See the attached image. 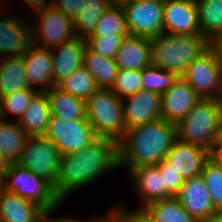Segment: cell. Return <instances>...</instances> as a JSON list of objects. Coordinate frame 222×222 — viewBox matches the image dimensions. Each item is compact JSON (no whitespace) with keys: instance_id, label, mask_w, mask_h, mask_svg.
<instances>
[{"instance_id":"obj_35","label":"cell","mask_w":222,"mask_h":222,"mask_svg":"<svg viewBox=\"0 0 222 222\" xmlns=\"http://www.w3.org/2000/svg\"><path fill=\"white\" fill-rule=\"evenodd\" d=\"M111 90L121 99L143 90L142 70L119 68Z\"/></svg>"},{"instance_id":"obj_30","label":"cell","mask_w":222,"mask_h":222,"mask_svg":"<svg viewBox=\"0 0 222 222\" xmlns=\"http://www.w3.org/2000/svg\"><path fill=\"white\" fill-rule=\"evenodd\" d=\"M142 208L154 222H198L176 197L154 200Z\"/></svg>"},{"instance_id":"obj_51","label":"cell","mask_w":222,"mask_h":222,"mask_svg":"<svg viewBox=\"0 0 222 222\" xmlns=\"http://www.w3.org/2000/svg\"><path fill=\"white\" fill-rule=\"evenodd\" d=\"M137 1H143V2H151V1L164 2L165 0H137Z\"/></svg>"},{"instance_id":"obj_25","label":"cell","mask_w":222,"mask_h":222,"mask_svg":"<svg viewBox=\"0 0 222 222\" xmlns=\"http://www.w3.org/2000/svg\"><path fill=\"white\" fill-rule=\"evenodd\" d=\"M29 87L23 56L0 58V98Z\"/></svg>"},{"instance_id":"obj_44","label":"cell","mask_w":222,"mask_h":222,"mask_svg":"<svg viewBox=\"0 0 222 222\" xmlns=\"http://www.w3.org/2000/svg\"><path fill=\"white\" fill-rule=\"evenodd\" d=\"M212 148H222V122L216 132Z\"/></svg>"},{"instance_id":"obj_5","label":"cell","mask_w":222,"mask_h":222,"mask_svg":"<svg viewBox=\"0 0 222 222\" xmlns=\"http://www.w3.org/2000/svg\"><path fill=\"white\" fill-rule=\"evenodd\" d=\"M86 117L97 138L119 143L127 132L122 99L111 89H98L85 101Z\"/></svg>"},{"instance_id":"obj_33","label":"cell","mask_w":222,"mask_h":222,"mask_svg":"<svg viewBox=\"0 0 222 222\" xmlns=\"http://www.w3.org/2000/svg\"><path fill=\"white\" fill-rule=\"evenodd\" d=\"M91 35H129L122 6L110 5Z\"/></svg>"},{"instance_id":"obj_3","label":"cell","mask_w":222,"mask_h":222,"mask_svg":"<svg viewBox=\"0 0 222 222\" xmlns=\"http://www.w3.org/2000/svg\"><path fill=\"white\" fill-rule=\"evenodd\" d=\"M151 41V65L177 73L180 77L188 65L205 53L211 43L201 34L162 33Z\"/></svg>"},{"instance_id":"obj_36","label":"cell","mask_w":222,"mask_h":222,"mask_svg":"<svg viewBox=\"0 0 222 222\" xmlns=\"http://www.w3.org/2000/svg\"><path fill=\"white\" fill-rule=\"evenodd\" d=\"M201 175L209 189L215 210H222V167L210 159Z\"/></svg>"},{"instance_id":"obj_16","label":"cell","mask_w":222,"mask_h":222,"mask_svg":"<svg viewBox=\"0 0 222 222\" xmlns=\"http://www.w3.org/2000/svg\"><path fill=\"white\" fill-rule=\"evenodd\" d=\"M201 98L182 77L161 95V116L177 124L185 118Z\"/></svg>"},{"instance_id":"obj_20","label":"cell","mask_w":222,"mask_h":222,"mask_svg":"<svg viewBox=\"0 0 222 222\" xmlns=\"http://www.w3.org/2000/svg\"><path fill=\"white\" fill-rule=\"evenodd\" d=\"M119 68L142 70L151 65V41L143 36L128 35L115 56Z\"/></svg>"},{"instance_id":"obj_50","label":"cell","mask_w":222,"mask_h":222,"mask_svg":"<svg viewBox=\"0 0 222 222\" xmlns=\"http://www.w3.org/2000/svg\"><path fill=\"white\" fill-rule=\"evenodd\" d=\"M92 222H113L111 217L108 215L106 218H99V219H95Z\"/></svg>"},{"instance_id":"obj_40","label":"cell","mask_w":222,"mask_h":222,"mask_svg":"<svg viewBox=\"0 0 222 222\" xmlns=\"http://www.w3.org/2000/svg\"><path fill=\"white\" fill-rule=\"evenodd\" d=\"M83 3L84 0H53L49 4L57 10H60L66 16L74 18Z\"/></svg>"},{"instance_id":"obj_41","label":"cell","mask_w":222,"mask_h":222,"mask_svg":"<svg viewBox=\"0 0 222 222\" xmlns=\"http://www.w3.org/2000/svg\"><path fill=\"white\" fill-rule=\"evenodd\" d=\"M54 212V210H50V211H45L40 219L39 222H82L79 221L78 219H71V218H63V219H50L49 217L52 215V213ZM50 215V216H49Z\"/></svg>"},{"instance_id":"obj_43","label":"cell","mask_w":222,"mask_h":222,"mask_svg":"<svg viewBox=\"0 0 222 222\" xmlns=\"http://www.w3.org/2000/svg\"><path fill=\"white\" fill-rule=\"evenodd\" d=\"M25 2L33 8V10H37L39 8H43L48 5L46 0H25Z\"/></svg>"},{"instance_id":"obj_29","label":"cell","mask_w":222,"mask_h":222,"mask_svg":"<svg viewBox=\"0 0 222 222\" xmlns=\"http://www.w3.org/2000/svg\"><path fill=\"white\" fill-rule=\"evenodd\" d=\"M110 5V0H84L73 18L76 36L86 39L91 35L103 13Z\"/></svg>"},{"instance_id":"obj_48","label":"cell","mask_w":222,"mask_h":222,"mask_svg":"<svg viewBox=\"0 0 222 222\" xmlns=\"http://www.w3.org/2000/svg\"><path fill=\"white\" fill-rule=\"evenodd\" d=\"M134 0H110L111 5L113 6H124L127 3H130Z\"/></svg>"},{"instance_id":"obj_15","label":"cell","mask_w":222,"mask_h":222,"mask_svg":"<svg viewBox=\"0 0 222 222\" xmlns=\"http://www.w3.org/2000/svg\"><path fill=\"white\" fill-rule=\"evenodd\" d=\"M23 20L12 15L0 18V58L21 56L33 45L32 24Z\"/></svg>"},{"instance_id":"obj_45","label":"cell","mask_w":222,"mask_h":222,"mask_svg":"<svg viewBox=\"0 0 222 222\" xmlns=\"http://www.w3.org/2000/svg\"><path fill=\"white\" fill-rule=\"evenodd\" d=\"M211 46L216 50L219 60L222 64V36L217 38L212 44Z\"/></svg>"},{"instance_id":"obj_47","label":"cell","mask_w":222,"mask_h":222,"mask_svg":"<svg viewBox=\"0 0 222 222\" xmlns=\"http://www.w3.org/2000/svg\"><path fill=\"white\" fill-rule=\"evenodd\" d=\"M5 171L6 169H0V193L5 190Z\"/></svg>"},{"instance_id":"obj_24","label":"cell","mask_w":222,"mask_h":222,"mask_svg":"<svg viewBox=\"0 0 222 222\" xmlns=\"http://www.w3.org/2000/svg\"><path fill=\"white\" fill-rule=\"evenodd\" d=\"M83 66L94 77L99 89L112 88L119 69L115 58L103 56L86 46Z\"/></svg>"},{"instance_id":"obj_17","label":"cell","mask_w":222,"mask_h":222,"mask_svg":"<svg viewBox=\"0 0 222 222\" xmlns=\"http://www.w3.org/2000/svg\"><path fill=\"white\" fill-rule=\"evenodd\" d=\"M183 179L201 175L210 151L176 139L165 158Z\"/></svg>"},{"instance_id":"obj_46","label":"cell","mask_w":222,"mask_h":222,"mask_svg":"<svg viewBox=\"0 0 222 222\" xmlns=\"http://www.w3.org/2000/svg\"><path fill=\"white\" fill-rule=\"evenodd\" d=\"M203 222H222V210L216 211L212 216Z\"/></svg>"},{"instance_id":"obj_2","label":"cell","mask_w":222,"mask_h":222,"mask_svg":"<svg viewBox=\"0 0 222 222\" xmlns=\"http://www.w3.org/2000/svg\"><path fill=\"white\" fill-rule=\"evenodd\" d=\"M177 139L176 124L159 119L127 129L118 143L119 166L131 172L143 165H157Z\"/></svg>"},{"instance_id":"obj_49","label":"cell","mask_w":222,"mask_h":222,"mask_svg":"<svg viewBox=\"0 0 222 222\" xmlns=\"http://www.w3.org/2000/svg\"><path fill=\"white\" fill-rule=\"evenodd\" d=\"M8 163L3 158V156L0 154V169H7Z\"/></svg>"},{"instance_id":"obj_34","label":"cell","mask_w":222,"mask_h":222,"mask_svg":"<svg viewBox=\"0 0 222 222\" xmlns=\"http://www.w3.org/2000/svg\"><path fill=\"white\" fill-rule=\"evenodd\" d=\"M39 91L34 89H23L12 94L0 98V118L5 117L6 112L12 113L17 117V121L21 118L33 97Z\"/></svg>"},{"instance_id":"obj_14","label":"cell","mask_w":222,"mask_h":222,"mask_svg":"<svg viewBox=\"0 0 222 222\" xmlns=\"http://www.w3.org/2000/svg\"><path fill=\"white\" fill-rule=\"evenodd\" d=\"M175 197L186 212L198 222L205 221L216 212L202 175L184 179V183Z\"/></svg>"},{"instance_id":"obj_31","label":"cell","mask_w":222,"mask_h":222,"mask_svg":"<svg viewBox=\"0 0 222 222\" xmlns=\"http://www.w3.org/2000/svg\"><path fill=\"white\" fill-rule=\"evenodd\" d=\"M62 91L86 101L99 88L94 77L82 65L56 85Z\"/></svg>"},{"instance_id":"obj_12","label":"cell","mask_w":222,"mask_h":222,"mask_svg":"<svg viewBox=\"0 0 222 222\" xmlns=\"http://www.w3.org/2000/svg\"><path fill=\"white\" fill-rule=\"evenodd\" d=\"M163 29L169 34H200L196 0H165Z\"/></svg>"},{"instance_id":"obj_19","label":"cell","mask_w":222,"mask_h":222,"mask_svg":"<svg viewBox=\"0 0 222 222\" xmlns=\"http://www.w3.org/2000/svg\"><path fill=\"white\" fill-rule=\"evenodd\" d=\"M86 39L74 37L57 46L58 53L50 50L53 62V86L83 65Z\"/></svg>"},{"instance_id":"obj_23","label":"cell","mask_w":222,"mask_h":222,"mask_svg":"<svg viewBox=\"0 0 222 222\" xmlns=\"http://www.w3.org/2000/svg\"><path fill=\"white\" fill-rule=\"evenodd\" d=\"M51 116L47 92H38L19 119L18 123L30 136H44Z\"/></svg>"},{"instance_id":"obj_11","label":"cell","mask_w":222,"mask_h":222,"mask_svg":"<svg viewBox=\"0 0 222 222\" xmlns=\"http://www.w3.org/2000/svg\"><path fill=\"white\" fill-rule=\"evenodd\" d=\"M163 5L134 0L122 6L129 35L154 38L164 33Z\"/></svg>"},{"instance_id":"obj_10","label":"cell","mask_w":222,"mask_h":222,"mask_svg":"<svg viewBox=\"0 0 222 222\" xmlns=\"http://www.w3.org/2000/svg\"><path fill=\"white\" fill-rule=\"evenodd\" d=\"M34 11L40 20L39 26L32 25L34 45L53 50L76 37L73 18L66 16L51 4Z\"/></svg>"},{"instance_id":"obj_13","label":"cell","mask_w":222,"mask_h":222,"mask_svg":"<svg viewBox=\"0 0 222 222\" xmlns=\"http://www.w3.org/2000/svg\"><path fill=\"white\" fill-rule=\"evenodd\" d=\"M161 104V95L152 91L141 90L122 98L126 128L129 129L161 119Z\"/></svg>"},{"instance_id":"obj_37","label":"cell","mask_w":222,"mask_h":222,"mask_svg":"<svg viewBox=\"0 0 222 222\" xmlns=\"http://www.w3.org/2000/svg\"><path fill=\"white\" fill-rule=\"evenodd\" d=\"M125 36L128 35H89L86 44L92 51L115 58Z\"/></svg>"},{"instance_id":"obj_26","label":"cell","mask_w":222,"mask_h":222,"mask_svg":"<svg viewBox=\"0 0 222 222\" xmlns=\"http://www.w3.org/2000/svg\"><path fill=\"white\" fill-rule=\"evenodd\" d=\"M29 137L18 121L0 118V154L8 164L18 162Z\"/></svg>"},{"instance_id":"obj_6","label":"cell","mask_w":222,"mask_h":222,"mask_svg":"<svg viewBox=\"0 0 222 222\" xmlns=\"http://www.w3.org/2000/svg\"><path fill=\"white\" fill-rule=\"evenodd\" d=\"M5 190L32 202L45 211L56 210L62 203L54 185L25 166L9 163L5 171Z\"/></svg>"},{"instance_id":"obj_32","label":"cell","mask_w":222,"mask_h":222,"mask_svg":"<svg viewBox=\"0 0 222 222\" xmlns=\"http://www.w3.org/2000/svg\"><path fill=\"white\" fill-rule=\"evenodd\" d=\"M179 78L177 73L156 68L153 65L142 69L143 90L160 95L164 94Z\"/></svg>"},{"instance_id":"obj_21","label":"cell","mask_w":222,"mask_h":222,"mask_svg":"<svg viewBox=\"0 0 222 222\" xmlns=\"http://www.w3.org/2000/svg\"><path fill=\"white\" fill-rule=\"evenodd\" d=\"M44 212L15 193L6 190L0 193V222H39Z\"/></svg>"},{"instance_id":"obj_22","label":"cell","mask_w":222,"mask_h":222,"mask_svg":"<svg viewBox=\"0 0 222 222\" xmlns=\"http://www.w3.org/2000/svg\"><path fill=\"white\" fill-rule=\"evenodd\" d=\"M130 174L135 189L140 193L143 202L141 207L154 200L168 198V189L164 186L163 176L157 165H143L134 168Z\"/></svg>"},{"instance_id":"obj_18","label":"cell","mask_w":222,"mask_h":222,"mask_svg":"<svg viewBox=\"0 0 222 222\" xmlns=\"http://www.w3.org/2000/svg\"><path fill=\"white\" fill-rule=\"evenodd\" d=\"M26 77L30 88L39 86V92L53 87V62L49 49L32 45L23 55Z\"/></svg>"},{"instance_id":"obj_8","label":"cell","mask_w":222,"mask_h":222,"mask_svg":"<svg viewBox=\"0 0 222 222\" xmlns=\"http://www.w3.org/2000/svg\"><path fill=\"white\" fill-rule=\"evenodd\" d=\"M44 136L53 142L62 155L77 153L98 139L87 118L69 120L54 115L50 116Z\"/></svg>"},{"instance_id":"obj_27","label":"cell","mask_w":222,"mask_h":222,"mask_svg":"<svg viewBox=\"0 0 222 222\" xmlns=\"http://www.w3.org/2000/svg\"><path fill=\"white\" fill-rule=\"evenodd\" d=\"M200 34L211 44L222 36V0H196Z\"/></svg>"},{"instance_id":"obj_38","label":"cell","mask_w":222,"mask_h":222,"mask_svg":"<svg viewBox=\"0 0 222 222\" xmlns=\"http://www.w3.org/2000/svg\"><path fill=\"white\" fill-rule=\"evenodd\" d=\"M157 166L163 176L164 186L168 189V198L175 197L181 189L184 179L166 159L160 161Z\"/></svg>"},{"instance_id":"obj_1","label":"cell","mask_w":222,"mask_h":222,"mask_svg":"<svg viewBox=\"0 0 222 222\" xmlns=\"http://www.w3.org/2000/svg\"><path fill=\"white\" fill-rule=\"evenodd\" d=\"M119 166L118 143L98 138L77 153L62 155L56 196L62 201L69 194L101 177L104 171Z\"/></svg>"},{"instance_id":"obj_7","label":"cell","mask_w":222,"mask_h":222,"mask_svg":"<svg viewBox=\"0 0 222 222\" xmlns=\"http://www.w3.org/2000/svg\"><path fill=\"white\" fill-rule=\"evenodd\" d=\"M182 78L203 99H218L222 95V64L211 46L186 68Z\"/></svg>"},{"instance_id":"obj_28","label":"cell","mask_w":222,"mask_h":222,"mask_svg":"<svg viewBox=\"0 0 222 222\" xmlns=\"http://www.w3.org/2000/svg\"><path fill=\"white\" fill-rule=\"evenodd\" d=\"M46 92L50 100L51 115L69 120L87 118L83 99L62 91L57 86Z\"/></svg>"},{"instance_id":"obj_9","label":"cell","mask_w":222,"mask_h":222,"mask_svg":"<svg viewBox=\"0 0 222 222\" xmlns=\"http://www.w3.org/2000/svg\"><path fill=\"white\" fill-rule=\"evenodd\" d=\"M62 154L53 142L45 136L29 137L18 164L25 166L54 186L61 165Z\"/></svg>"},{"instance_id":"obj_39","label":"cell","mask_w":222,"mask_h":222,"mask_svg":"<svg viewBox=\"0 0 222 222\" xmlns=\"http://www.w3.org/2000/svg\"><path fill=\"white\" fill-rule=\"evenodd\" d=\"M126 211L124 207H117L116 209H111L108 215L113 222H154L143 208L131 213Z\"/></svg>"},{"instance_id":"obj_42","label":"cell","mask_w":222,"mask_h":222,"mask_svg":"<svg viewBox=\"0 0 222 222\" xmlns=\"http://www.w3.org/2000/svg\"><path fill=\"white\" fill-rule=\"evenodd\" d=\"M210 159L222 167V148H211Z\"/></svg>"},{"instance_id":"obj_4","label":"cell","mask_w":222,"mask_h":222,"mask_svg":"<svg viewBox=\"0 0 222 222\" xmlns=\"http://www.w3.org/2000/svg\"><path fill=\"white\" fill-rule=\"evenodd\" d=\"M222 122V103L201 98L183 120L176 124L177 139L211 151Z\"/></svg>"}]
</instances>
